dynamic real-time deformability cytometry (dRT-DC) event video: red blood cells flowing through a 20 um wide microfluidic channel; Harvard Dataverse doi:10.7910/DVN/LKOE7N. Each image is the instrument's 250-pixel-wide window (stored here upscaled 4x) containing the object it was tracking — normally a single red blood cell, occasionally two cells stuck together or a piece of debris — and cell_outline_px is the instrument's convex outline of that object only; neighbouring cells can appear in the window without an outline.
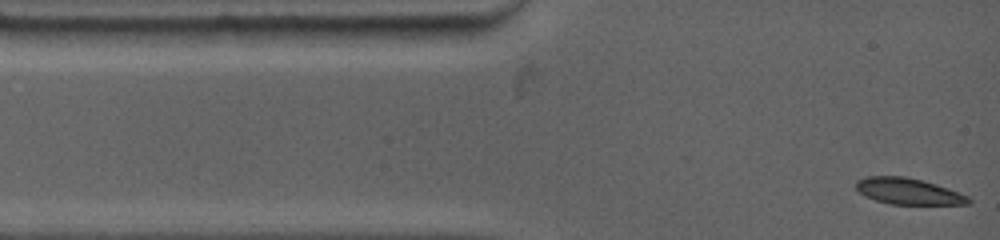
{"species": "common noctule bat (a hibernating species)", "species_latin": "Nyctalus noctula", "temperature_condition": "warm", "stored_images_in_passage": 55, "camera_frame_rate_fps": 4500, "um_per_image_px": 0.085, "animal": {"sex": "female", "body_mass_g": 19.0, "forearm_length_mm": 53.3}, "frame": {"image": 1, "passage_image": 1, "time_ms": 0.0, "image_size_px": [1000, 240], "cell_outline_px": [[972, 200], [968, 204], [888, 204], [864, 196], [856, 188], [856, 180], [868, 176], [904, 176], [920, 180], [968, 196]], "centroid_in_image_um": [77.13, 16.26], "position_along_channel_um": 7.9, "area_um2": 16.82}}
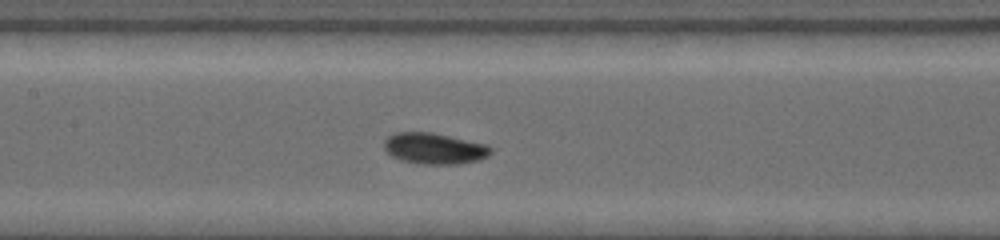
{"frame": {"image": 2, "passage_image": 25, "time_ms": 5.333, "image_size_px": [1000, 240], "cell_outline_px": [[492, 152], [488, 156], [476, 160], [456, 164], [420, 164], [404, 160], [392, 156], [384, 148], [384, 140], [388, 136], [396, 132], [432, 132], [488, 144], [492, 148]], "centroid_in_image_um": [36.93, 12.61], "position_along_channel_um": 170.5, "area_um2": 19.31}}
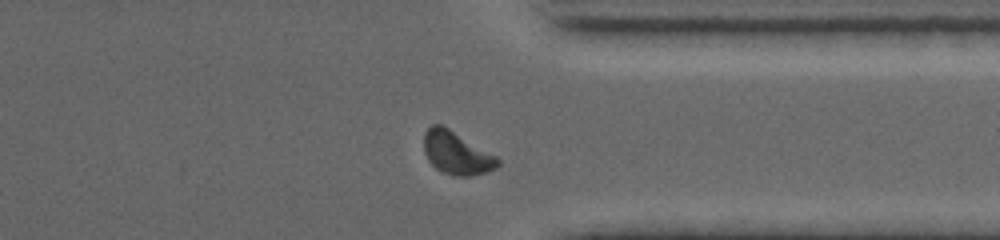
{"frame": {"image": 3, "passage_image": 48, "time_ms": 10.667, "image_size_px": [1000, 240], "cell_outline_px": [[500, 164], [496, 168], [488, 172], [472, 176], [452, 176], [436, 168], [428, 160], [424, 152], [424, 132], [432, 124], [440, 124], [448, 128], [496, 156], [500, 160]], "centroid_in_image_um": [38.8, 13.02], "position_along_channel_um": 372.6, "area_um2": 18.38}, "authors_computed_cell_mechanics": {"area_um2": 18.3804, "velocity_mm_per_s": 3.8315, "shape_relaxation_time_tau1_ms": 2.9855, "shape_relaxation_time_tau2_ms": null, "deformation_change_tau1": 0.1473, "deformation_change_tau2": null}}